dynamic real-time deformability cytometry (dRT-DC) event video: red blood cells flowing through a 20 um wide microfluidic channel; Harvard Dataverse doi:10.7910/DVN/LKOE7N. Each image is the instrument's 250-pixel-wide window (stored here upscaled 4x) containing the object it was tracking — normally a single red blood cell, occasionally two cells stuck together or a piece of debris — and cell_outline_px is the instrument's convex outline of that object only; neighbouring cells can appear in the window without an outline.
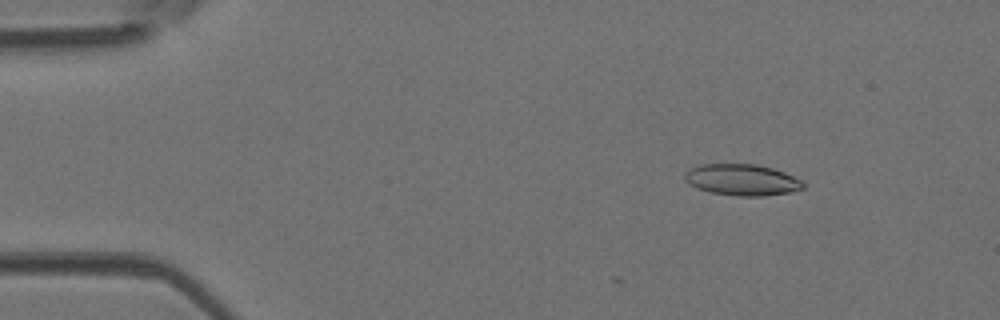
{"species": "Egyptian fruit bat (a non-hibernating species)", "species_latin": "Rousettus aegyptiacus", "temperature_condition": "room temperature", "stored_images_in_passage": 5, "camera_frame_rate_fps": 3000, "um_per_image_px": 0.085, "animal": {"sex": "female"}, "frame": {"image": 1, "passage_image": 1, "time_ms": 0.0, "image_size_px": [1000, 320], "cell_outline_px": [[804, 188], [788, 192], [764, 196], [736, 196], [712, 192], [696, 188], [688, 184], [684, 180], [684, 172], [700, 164], [756, 164], [772, 168], [784, 172], [804, 180]], "centroid_in_image_um": [63.06, 15.28], "position_along_channel_um": 21.9, "area_um2": 21.73}}